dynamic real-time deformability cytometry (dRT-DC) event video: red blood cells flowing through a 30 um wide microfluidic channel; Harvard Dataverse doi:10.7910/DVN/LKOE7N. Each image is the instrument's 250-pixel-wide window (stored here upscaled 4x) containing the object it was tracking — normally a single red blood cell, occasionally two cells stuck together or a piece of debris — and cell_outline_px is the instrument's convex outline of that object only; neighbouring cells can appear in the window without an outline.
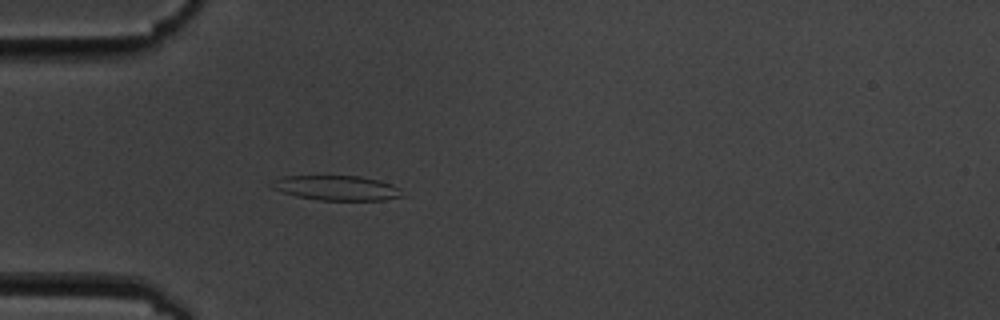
{"species": "common noctule bat (a hibernating species)", "species_latin": "Nyctalus noctula", "temperature_condition": "cold", "stored_images_in_passage": 5, "camera_frame_rate_fps": 3000, "um_per_image_px": 0.085, "animal": {"sex": "male", "body_mass_g": 19.5, "forearm_length_mm": 54.6}, "frame": {"image": 1, "passage_image": 5, "time_ms": 4.667, "image_size_px": [1000, 320], "cell_outline_px": [[404, 196], [384, 200], [320, 200], [296, 196], [272, 188], [268, 184], [272, 180], [280, 176], [360, 176], [380, 180], [392, 184], [400, 188]], "centroid_in_image_um": [28.61, 15.97], "position_along_channel_um": 56.4, "area_um2": 19.02}}